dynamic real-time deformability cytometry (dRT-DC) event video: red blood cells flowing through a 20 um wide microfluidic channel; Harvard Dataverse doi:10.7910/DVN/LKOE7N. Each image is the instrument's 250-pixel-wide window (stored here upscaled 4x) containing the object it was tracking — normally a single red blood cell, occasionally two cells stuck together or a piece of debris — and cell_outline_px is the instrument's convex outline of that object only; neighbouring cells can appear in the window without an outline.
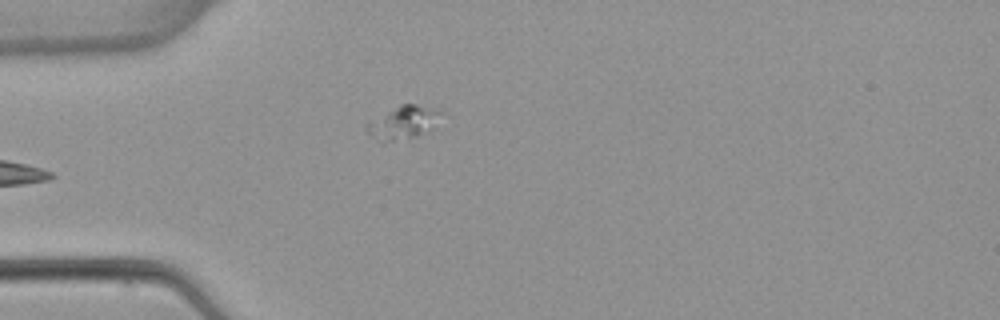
{"species": "common noctule bat (a hibernating species)", "species_latin": "Nyctalus noctula", "temperature_condition": "warm", "stored_images_in_passage": 6, "segment_of_instrument_passage": [2, 2], "camera_frame_rate_fps": 3000, "um_per_image_px": 0.085, "animal": {"sex": "female", "body_mass_g": 22.7, "forearm_length_mm": 54.2}, "frame": {"image": 1, "passage_image": 5, "time_ms": 5.0, "image_size_px": [1000, 320], "cell_outline_px": [[444, 112], [428, 128], [416, 136], [392, 140], [380, 140], [368, 132], [364, 128], [364, 124], [400, 104], [416, 104], [440, 108]], "centroid_in_image_um": [34.26, 10.35], "position_along_channel_um": 50.7, "area_um2": 13.7}}